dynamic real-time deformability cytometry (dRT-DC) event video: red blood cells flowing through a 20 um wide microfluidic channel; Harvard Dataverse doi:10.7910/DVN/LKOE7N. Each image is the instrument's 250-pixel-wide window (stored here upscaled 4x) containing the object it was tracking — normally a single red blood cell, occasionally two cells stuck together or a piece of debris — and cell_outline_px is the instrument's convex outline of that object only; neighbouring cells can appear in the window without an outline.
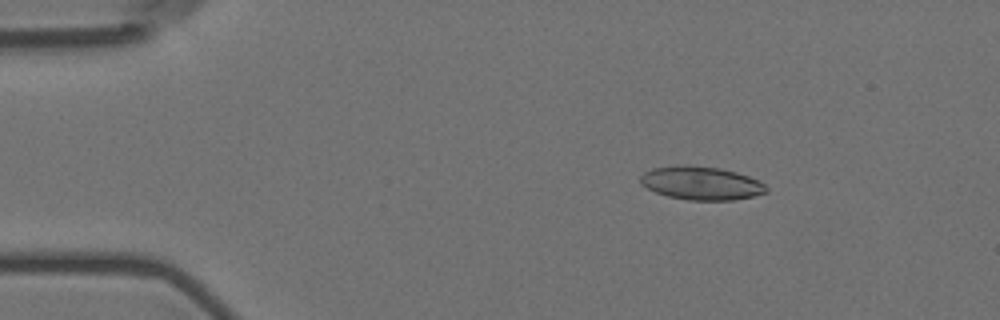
{"species": "Egyptian fruit bat (a non-hibernating species)", "species_latin": "Rousettus aegyptiacus", "temperature_condition": "room temperature", "stored_images_in_passage": 6, "camera_frame_rate_fps": 3000, "um_per_image_px": 0.085, "animal": {"sex": "female"}, "frame": {"image": 1, "passage_image": 3, "time_ms": 0.667, "image_size_px": [1000, 320], "cell_outline_px": [[768, 192], [752, 196], [732, 200], [688, 200], [668, 196], [656, 192], [640, 184], [640, 176], [644, 172], [652, 168], [680, 164], [720, 168], [736, 172], [748, 176], [764, 184], [768, 188]], "centroid_in_image_um": [59.58, 15.56], "position_along_channel_um": 25.4, "area_um2": 24.45}}